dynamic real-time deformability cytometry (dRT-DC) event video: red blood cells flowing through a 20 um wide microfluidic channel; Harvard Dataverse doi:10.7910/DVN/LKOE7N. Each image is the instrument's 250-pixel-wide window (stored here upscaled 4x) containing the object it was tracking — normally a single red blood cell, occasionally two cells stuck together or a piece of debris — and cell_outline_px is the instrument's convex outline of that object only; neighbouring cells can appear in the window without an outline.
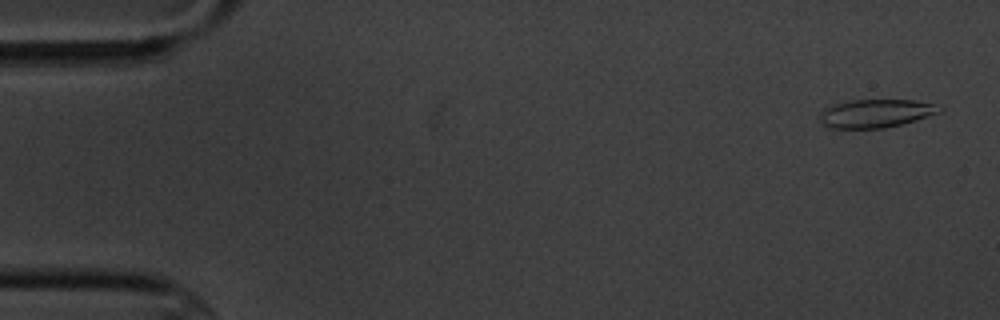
{"species": "common noctule bat (a hibernating species)", "species_latin": "Nyctalus noctula", "temperature_condition": "cold", "stored_images_in_passage": 6, "camera_frame_rate_fps": 3000, "um_per_image_px": 0.085, "animal": {"sex": "male", "body_mass_g": 20.1, "forearm_length_mm": 53.5}, "frame": {"image": 1, "passage_image": 1, "time_ms": 0.0, "image_size_px": [1000, 320], "cell_outline_px": [[944, 108], [940, 112], [916, 120], [884, 128], [828, 128], [820, 120], [820, 112], [824, 108], [832, 104], [852, 100], [916, 100], [932, 104]], "centroid_in_image_um": [74.41, 9.63], "position_along_channel_um": 10.6, "area_um2": 19.65}}